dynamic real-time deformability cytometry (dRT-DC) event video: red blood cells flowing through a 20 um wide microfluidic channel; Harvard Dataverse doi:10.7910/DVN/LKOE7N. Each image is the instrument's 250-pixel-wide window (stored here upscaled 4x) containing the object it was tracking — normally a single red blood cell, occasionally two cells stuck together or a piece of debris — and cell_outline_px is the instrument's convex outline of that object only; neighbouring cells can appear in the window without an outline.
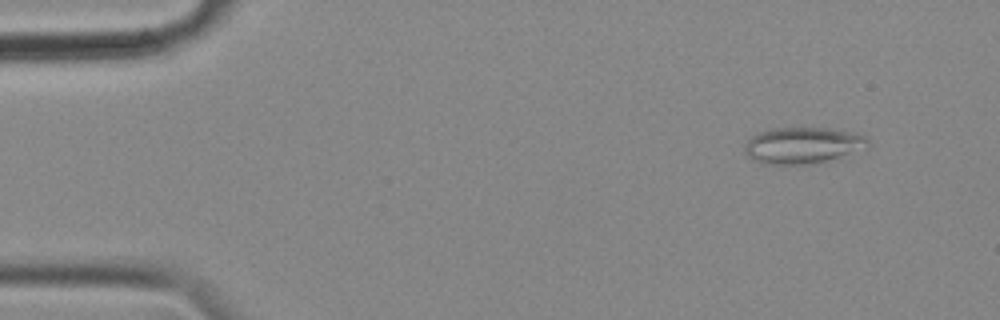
{"species": "common noctule bat (a hibernating species)", "species_latin": "Nyctalus noctula", "temperature_condition": "cold", "stored_images_in_passage": 51, "camera_frame_rate_fps": 3000, "um_per_image_px": 0.085, "animal": {"sex": "female", "body_mass_g": 18.4}, "frame": {"image": 1, "passage_image": 5, "time_ms": 1.333, "image_size_px": [1000, 320], "cell_outline_px": [[872, 144], [868, 148], [812, 164], [768, 164], [752, 160], [744, 152], [744, 144], [756, 132], [776, 128], [828, 128], [848, 132], [864, 136]], "centroid_in_image_um": [68.2, 12.35], "position_along_channel_um": 16.8, "area_um2": 26.01}}
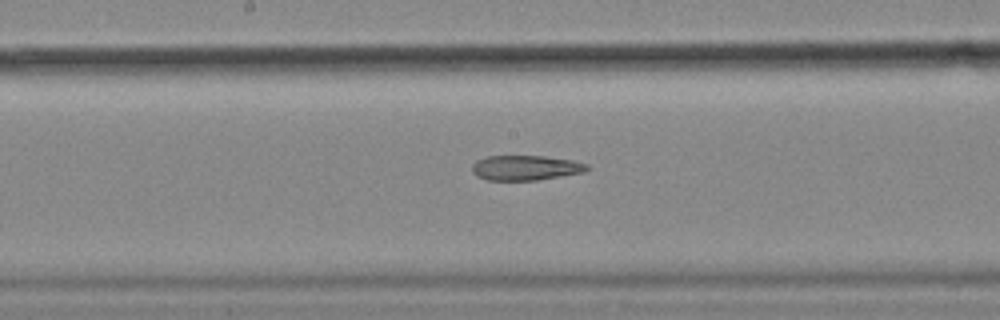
{"frame": {"image": 2, "passage_image": 29, "time_ms": 9.333, "image_size_px": [1000, 320], "cell_outline_px": [[592, 168], [584, 172], [536, 180], [488, 180], [476, 176], [472, 172], [472, 164], [476, 160], [488, 156], [544, 156], [572, 160], [588, 164]], "centroid_in_image_um": [44.68, 14.26], "position_along_channel_um": 203.5, "area_um2": 16.76}}
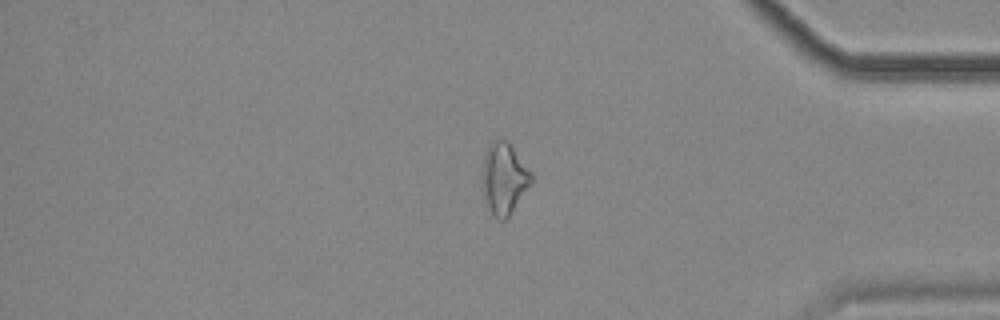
{"frame": {"image": 3, "passage_image": 47, "time_ms": 15.333, "image_size_px": [1000, 320], "cell_outline_px": [[532, 180], [508, 216], [504, 220], [500, 220], [492, 216], [484, 196], [484, 156], [492, 140], [500, 136], [508, 140], [532, 172]], "centroid_in_image_um": [42.86, 15.1], "position_along_channel_um": 392.3, "area_um2": 19.94}, "authors_computed_cell_mechanics": {"area_um2": 19.4786, "velocity_mm_per_s": 3.5488, "shape_relaxation_time_tau1_ms": null, "shape_relaxation_time_tau2_ms": 6.8204, "deformation_change_tau1": null, "deformation_change_tau2": 0.1884}}